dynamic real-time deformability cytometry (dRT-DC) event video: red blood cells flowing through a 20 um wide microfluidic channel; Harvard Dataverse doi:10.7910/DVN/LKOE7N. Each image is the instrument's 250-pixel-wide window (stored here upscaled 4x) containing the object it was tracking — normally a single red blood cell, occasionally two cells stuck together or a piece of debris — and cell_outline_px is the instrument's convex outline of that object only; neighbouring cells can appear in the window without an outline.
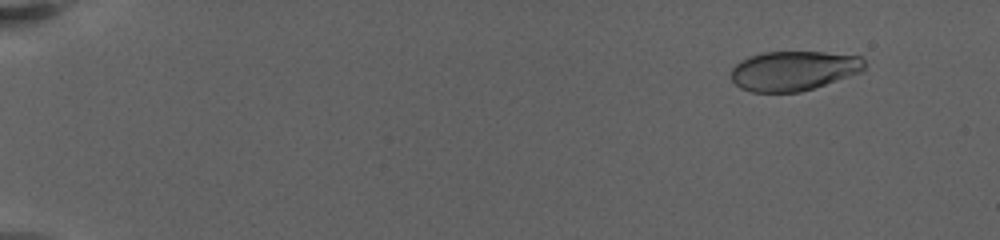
{"species": "human", "species_latin": "Homo sapiens", "temperature_condition": "warm", "stored_images_in_passage": 55, "camera_frame_rate_fps": 3000, "um_per_image_px": 0.085, "donor": {"sex": "female"}, "frame": {"image": 1, "passage_image": 5, "time_ms": 2.0, "image_size_px": [1000, 240], "cell_outline_px": [[864, 68], [860, 72], [800, 92], [752, 92], [740, 88], [732, 80], [732, 68], [740, 60], [764, 52], [824, 52], [860, 56], [864, 60]], "centroid_in_image_um": [67.43, 6.01], "position_along_channel_um": 17.6, "area_um2": 30.46}}
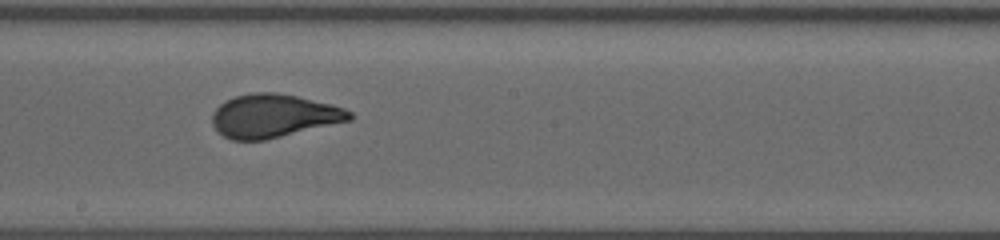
{"frame": {"image": 2, "passage_image": 31, "time_ms": 13.333, "image_size_px": [1000, 240], "cell_outline_px": [[352, 120], [264, 140], [232, 140], [216, 132], [212, 124], [212, 112], [220, 104], [236, 96], [252, 92], [276, 92], [296, 96], [332, 104], [344, 108], [352, 112]], "centroid_in_image_um": [23.24, 9.85], "position_along_channel_um": 225.0, "area_um2": 34.68}}
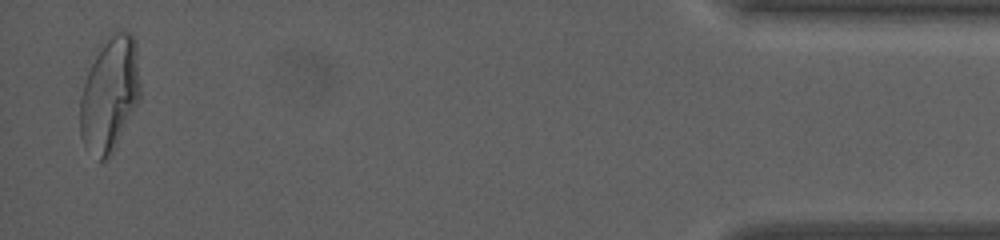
{"frame": {"image": 3, "passage_image": 54, "time_ms": 22.0, "image_size_px": [1000, 240], "cell_outline_px": [[140, 96], [112, 152], [104, 164], [84, 144], [80, 136], [80, 96], [96, 48], [116, 32], [132, 32], [136, 40], [140, 84]], "centroid_in_image_um": [9.31, 7.97], "position_along_channel_um": 425.9, "area_um2": 39.88}, "authors_computed_cell_mechanics": {"area_um2": 34.2176, "velocity_mm_per_s": 3.1604, "shape_relaxation_time_tau1_ms": 8.1171, "shape_relaxation_time_tau2_ms": null, "deformation_change_tau1": 0.27, "deformation_change_tau2": null}}